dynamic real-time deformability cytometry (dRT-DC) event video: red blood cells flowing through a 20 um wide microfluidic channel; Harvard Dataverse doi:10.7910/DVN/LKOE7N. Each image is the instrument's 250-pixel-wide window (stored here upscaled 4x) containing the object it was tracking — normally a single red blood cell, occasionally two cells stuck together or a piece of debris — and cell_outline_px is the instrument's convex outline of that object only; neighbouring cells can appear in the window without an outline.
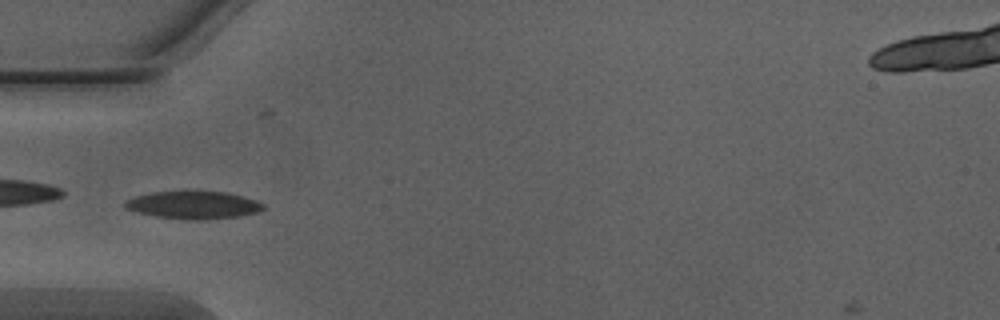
{"species": "Egyptian fruit bat (a non-hibernating species)", "species_latin": "Rousettus aegyptiacus", "temperature_condition": "warm", "stored_images_in_passage": 19, "camera_frame_rate_fps": 3000, "um_per_image_px": 0.085, "animal": {"sex": "male"}, "frame": {"image": 1, "passage_image": 1, "time_ms": 0.0, "image_size_px": [1000, 320], "cell_outline_px": [[264, 208], [256, 212], [240, 216], [200, 220], [184, 220], [156, 216], [136, 212], [124, 208], [124, 200], [136, 196], [152, 192], [224, 192], [244, 196], [256, 200], [264, 204]], "centroid_in_image_um": [16.41, 17.44], "position_along_channel_um": 68.6, "area_um2": 22.2}}
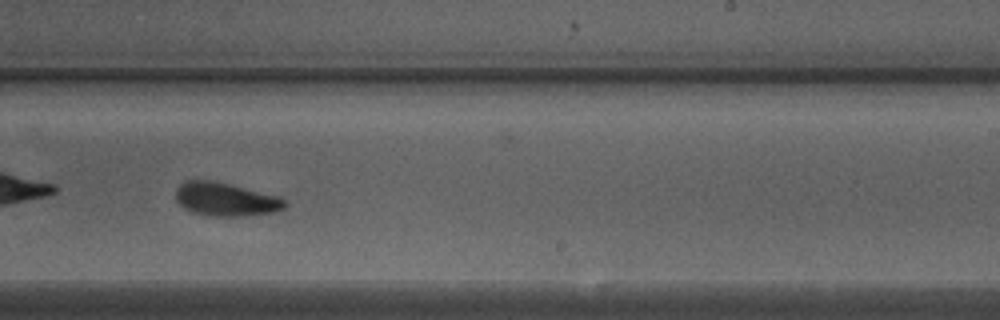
{"frame": {"image": 2, "passage_image": 16, "time_ms": 5.0, "image_size_px": [1000, 320], "cell_outline_px": [[288, 204], [284, 208], [272, 212], [240, 216], [216, 216], [192, 212], [184, 208], [176, 200], [176, 188], [184, 180], [212, 180], [232, 184], [280, 196], [288, 200]], "centroid_in_image_um": [19.2, 16.92], "position_along_channel_um": 269.8, "area_um2": 21.44}}
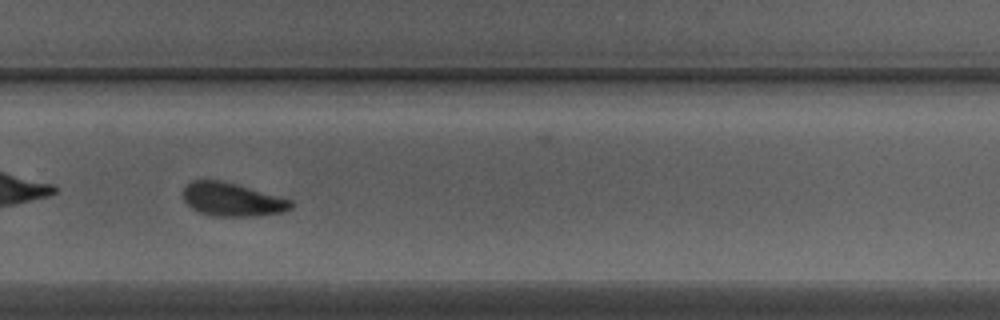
{"frame": {"image": 3, "passage_image": 19, "time_ms": 6.0, "image_size_px": [1000, 320], "cell_outline_px": [[292, 208], [284, 212], [256, 216], [212, 216], [196, 212], [184, 200], [184, 188], [192, 180], [220, 180], [236, 184], [292, 200]], "centroid_in_image_um": [19.73, 16.97], "position_along_channel_um": 310.1, "area_um2": 20.92}}